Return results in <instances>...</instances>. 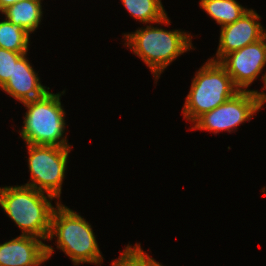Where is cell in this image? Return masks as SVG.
<instances>
[{"label": "cell", "mask_w": 266, "mask_h": 266, "mask_svg": "<svg viewBox=\"0 0 266 266\" xmlns=\"http://www.w3.org/2000/svg\"><path fill=\"white\" fill-rule=\"evenodd\" d=\"M61 93L47 91L42 97L23 102L27 108L20 132L26 144L71 147L66 135L65 111Z\"/></svg>", "instance_id": "277c9868"}, {"label": "cell", "mask_w": 266, "mask_h": 266, "mask_svg": "<svg viewBox=\"0 0 266 266\" xmlns=\"http://www.w3.org/2000/svg\"><path fill=\"white\" fill-rule=\"evenodd\" d=\"M258 19L260 15L249 9L235 22L221 27L217 59L213 57L210 60L219 62L228 53L262 39L266 35V30Z\"/></svg>", "instance_id": "9c48e42d"}, {"label": "cell", "mask_w": 266, "mask_h": 266, "mask_svg": "<svg viewBox=\"0 0 266 266\" xmlns=\"http://www.w3.org/2000/svg\"><path fill=\"white\" fill-rule=\"evenodd\" d=\"M57 238V248L71 258L73 265L81 263L101 264L102 254L91 225L81 215L71 210L61 201L51 217L49 241Z\"/></svg>", "instance_id": "7a4b0ae2"}, {"label": "cell", "mask_w": 266, "mask_h": 266, "mask_svg": "<svg viewBox=\"0 0 266 266\" xmlns=\"http://www.w3.org/2000/svg\"><path fill=\"white\" fill-rule=\"evenodd\" d=\"M140 245L136 243L133 248L127 245L121 256L113 260L112 266H148V254Z\"/></svg>", "instance_id": "2e32d148"}, {"label": "cell", "mask_w": 266, "mask_h": 266, "mask_svg": "<svg viewBox=\"0 0 266 266\" xmlns=\"http://www.w3.org/2000/svg\"><path fill=\"white\" fill-rule=\"evenodd\" d=\"M27 52H14L0 48V88H2L14 71V64Z\"/></svg>", "instance_id": "e0dca14e"}, {"label": "cell", "mask_w": 266, "mask_h": 266, "mask_svg": "<svg viewBox=\"0 0 266 266\" xmlns=\"http://www.w3.org/2000/svg\"><path fill=\"white\" fill-rule=\"evenodd\" d=\"M31 181L26 186L60 200L71 147L27 144Z\"/></svg>", "instance_id": "52a82bcc"}, {"label": "cell", "mask_w": 266, "mask_h": 266, "mask_svg": "<svg viewBox=\"0 0 266 266\" xmlns=\"http://www.w3.org/2000/svg\"><path fill=\"white\" fill-rule=\"evenodd\" d=\"M21 0H0V12H2L7 7L14 5L17 2H20Z\"/></svg>", "instance_id": "ac0fdd59"}, {"label": "cell", "mask_w": 266, "mask_h": 266, "mask_svg": "<svg viewBox=\"0 0 266 266\" xmlns=\"http://www.w3.org/2000/svg\"><path fill=\"white\" fill-rule=\"evenodd\" d=\"M219 63L226 69L239 91H248L247 88L266 65V35L253 44L228 53Z\"/></svg>", "instance_id": "ba28073f"}, {"label": "cell", "mask_w": 266, "mask_h": 266, "mask_svg": "<svg viewBox=\"0 0 266 266\" xmlns=\"http://www.w3.org/2000/svg\"><path fill=\"white\" fill-rule=\"evenodd\" d=\"M127 11L142 23L170 24L161 0H121Z\"/></svg>", "instance_id": "4fadbf2b"}, {"label": "cell", "mask_w": 266, "mask_h": 266, "mask_svg": "<svg viewBox=\"0 0 266 266\" xmlns=\"http://www.w3.org/2000/svg\"><path fill=\"white\" fill-rule=\"evenodd\" d=\"M24 54L15 64L12 76L1 88L21 103L42 97L49 87L43 86Z\"/></svg>", "instance_id": "8fae6325"}, {"label": "cell", "mask_w": 266, "mask_h": 266, "mask_svg": "<svg viewBox=\"0 0 266 266\" xmlns=\"http://www.w3.org/2000/svg\"><path fill=\"white\" fill-rule=\"evenodd\" d=\"M262 77L263 78H261V79H262V81L264 83V86L262 87V90H264V89H266V73Z\"/></svg>", "instance_id": "ffe728a7"}, {"label": "cell", "mask_w": 266, "mask_h": 266, "mask_svg": "<svg viewBox=\"0 0 266 266\" xmlns=\"http://www.w3.org/2000/svg\"><path fill=\"white\" fill-rule=\"evenodd\" d=\"M238 91L226 69L219 62L208 59L192 80L182 110L184 118L194 122L202 114L215 109Z\"/></svg>", "instance_id": "5b68a950"}, {"label": "cell", "mask_w": 266, "mask_h": 266, "mask_svg": "<svg viewBox=\"0 0 266 266\" xmlns=\"http://www.w3.org/2000/svg\"><path fill=\"white\" fill-rule=\"evenodd\" d=\"M148 266H163V265H161L159 262H156L155 259H153L148 255Z\"/></svg>", "instance_id": "d6986e66"}, {"label": "cell", "mask_w": 266, "mask_h": 266, "mask_svg": "<svg viewBox=\"0 0 266 266\" xmlns=\"http://www.w3.org/2000/svg\"><path fill=\"white\" fill-rule=\"evenodd\" d=\"M42 0H21L4 9L2 14L12 24L20 25L28 33L34 32L43 16Z\"/></svg>", "instance_id": "7c38bea8"}, {"label": "cell", "mask_w": 266, "mask_h": 266, "mask_svg": "<svg viewBox=\"0 0 266 266\" xmlns=\"http://www.w3.org/2000/svg\"><path fill=\"white\" fill-rule=\"evenodd\" d=\"M126 47L139 56L149 67L155 79L167 66L184 52L192 49L190 34L147 25L135 32L124 34Z\"/></svg>", "instance_id": "3957f363"}, {"label": "cell", "mask_w": 266, "mask_h": 266, "mask_svg": "<svg viewBox=\"0 0 266 266\" xmlns=\"http://www.w3.org/2000/svg\"><path fill=\"white\" fill-rule=\"evenodd\" d=\"M20 25L12 24L8 20L0 22V48L14 52H28L29 36Z\"/></svg>", "instance_id": "9a60e30c"}, {"label": "cell", "mask_w": 266, "mask_h": 266, "mask_svg": "<svg viewBox=\"0 0 266 266\" xmlns=\"http://www.w3.org/2000/svg\"><path fill=\"white\" fill-rule=\"evenodd\" d=\"M200 7L221 27L235 22L249 10L236 0H200Z\"/></svg>", "instance_id": "5bb4252c"}, {"label": "cell", "mask_w": 266, "mask_h": 266, "mask_svg": "<svg viewBox=\"0 0 266 266\" xmlns=\"http://www.w3.org/2000/svg\"><path fill=\"white\" fill-rule=\"evenodd\" d=\"M38 237L20 235L0 244V266H40L53 254V247Z\"/></svg>", "instance_id": "30bf717a"}, {"label": "cell", "mask_w": 266, "mask_h": 266, "mask_svg": "<svg viewBox=\"0 0 266 266\" xmlns=\"http://www.w3.org/2000/svg\"><path fill=\"white\" fill-rule=\"evenodd\" d=\"M53 198L26 185L0 188V206L21 229V235L43 240H48L50 234Z\"/></svg>", "instance_id": "6da1fadb"}, {"label": "cell", "mask_w": 266, "mask_h": 266, "mask_svg": "<svg viewBox=\"0 0 266 266\" xmlns=\"http://www.w3.org/2000/svg\"><path fill=\"white\" fill-rule=\"evenodd\" d=\"M266 103V93L256 90L238 91L215 109L202 114L193 123L191 129L214 132H232L244 121L252 119Z\"/></svg>", "instance_id": "8992f818"}]
</instances>
